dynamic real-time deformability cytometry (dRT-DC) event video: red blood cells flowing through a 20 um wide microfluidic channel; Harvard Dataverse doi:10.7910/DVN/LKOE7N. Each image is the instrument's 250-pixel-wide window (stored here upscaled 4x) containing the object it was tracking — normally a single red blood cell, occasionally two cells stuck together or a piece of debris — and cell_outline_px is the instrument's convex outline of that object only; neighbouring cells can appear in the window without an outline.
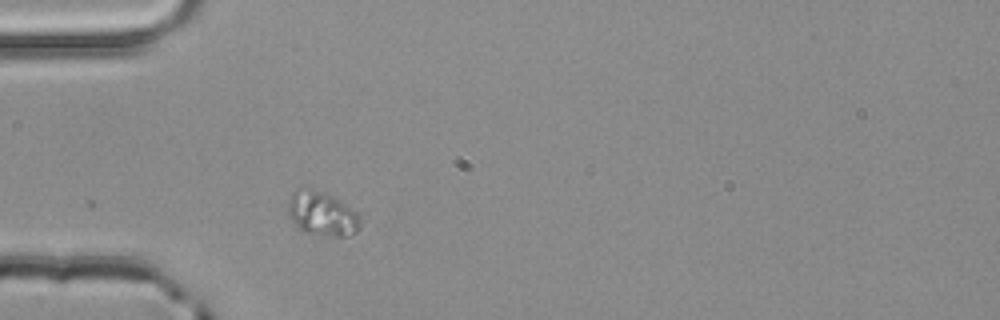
{"species": "common noctule bat (a hibernating species)", "species_latin": "Nyctalus noctula", "temperature_condition": "room temperature", "stored_images_in_passage": 2, "camera_frame_rate_fps": 3000, "um_per_image_px": 0.085, "animal": {"sex": "male", "body_mass_g": 20.4}, "frame": {"image": 1, "passage_image": 2, "time_ms": 0.333, "image_size_px": [1000, 320], "cell_outline_px": [[368, 216], [360, 228], [356, 232], [348, 236], [332, 236], [304, 232], [296, 228], [288, 212], [288, 200], [292, 192], [296, 188], [312, 188], [368, 212]], "centroid_in_image_um": [27.53, 18.16], "position_along_channel_um": 57.5, "area_um2": 19.83}}